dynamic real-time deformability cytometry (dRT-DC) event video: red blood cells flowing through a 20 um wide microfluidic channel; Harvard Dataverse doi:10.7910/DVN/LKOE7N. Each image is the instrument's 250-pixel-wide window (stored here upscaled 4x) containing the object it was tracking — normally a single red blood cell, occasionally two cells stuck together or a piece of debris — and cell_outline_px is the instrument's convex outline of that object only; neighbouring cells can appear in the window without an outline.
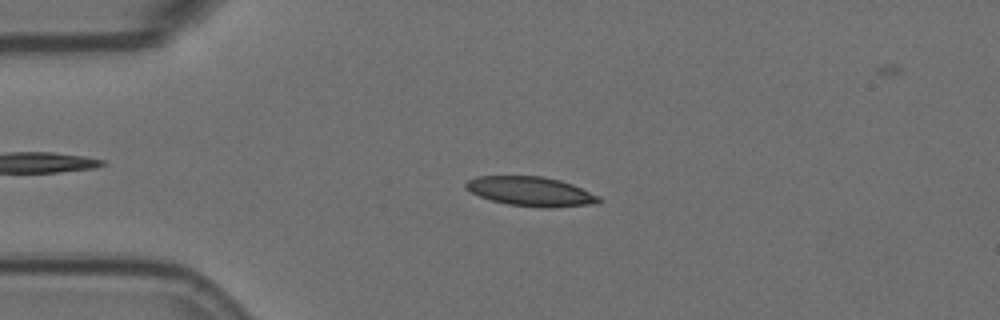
{"species": "Egyptian fruit bat (a non-hibernating species)", "species_latin": "Rousettus aegyptiacus", "temperature_condition": "room temperature", "stored_images_in_passage": 16, "camera_frame_rate_fps": 3000, "um_per_image_px": 0.085, "animal": {"sex": "female"}, "frame": {"image": 1, "passage_image": 12, "time_ms": 3.667, "image_size_px": [1000, 320], "cell_outline_px": [[604, 200], [600, 204], [548, 208], [540, 208], [508, 204], [492, 200], [480, 196], [464, 188], [464, 184], [468, 180], [476, 176], [544, 176], [560, 180], [572, 184], [600, 196]], "centroid_in_image_um": [45.18, 16.28], "position_along_channel_um": 39.8, "area_um2": 23.06}}